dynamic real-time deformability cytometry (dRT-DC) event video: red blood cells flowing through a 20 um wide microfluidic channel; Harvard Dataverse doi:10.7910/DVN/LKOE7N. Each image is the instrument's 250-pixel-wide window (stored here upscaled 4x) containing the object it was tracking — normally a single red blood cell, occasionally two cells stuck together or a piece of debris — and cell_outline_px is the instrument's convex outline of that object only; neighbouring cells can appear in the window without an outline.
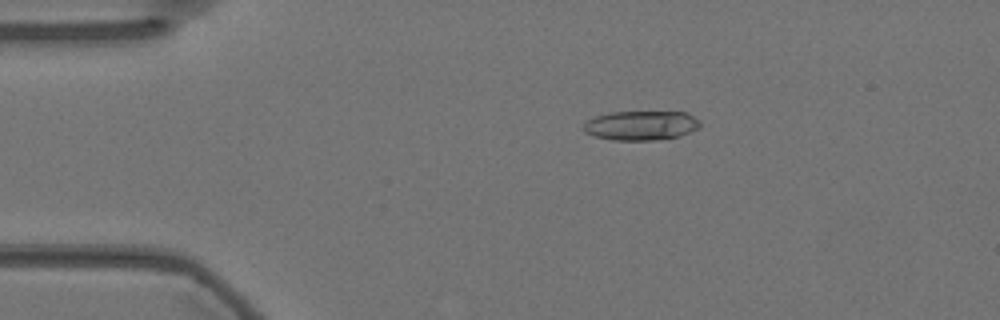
{"species": "Egyptian fruit bat (a non-hibernating species)", "species_latin": "Rousettus aegyptiacus", "temperature_condition": "warm", "stored_images_in_passage": 51, "camera_frame_rate_fps": 3000, "um_per_image_px": 0.085, "animal": {"sex": "female"}, "frame": {"image": 1, "passage_image": 5, "time_ms": 1.333, "image_size_px": [1000, 320], "cell_outline_px": [[700, 128], [680, 136], [652, 140], [612, 140], [596, 136], [584, 132], [584, 124], [588, 120], [596, 116], [608, 112], [688, 112], [700, 120]], "centroid_in_image_um": [54.53, 10.66], "position_along_channel_um": 30.5, "area_um2": 20.0}}
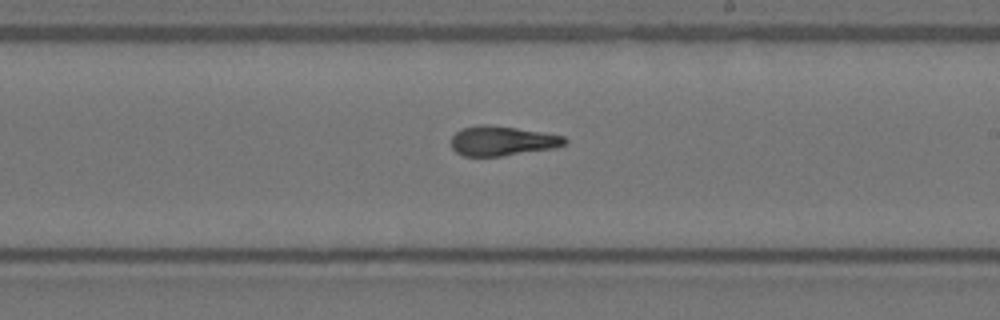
{"frame": {"image": 2, "passage_image": 27, "time_ms": 8.667, "image_size_px": [1000, 320], "cell_outline_px": [[568, 144], [556, 148], [500, 156], [464, 156], [456, 152], [452, 148], [452, 136], [460, 128], [480, 124], [488, 124], [516, 128], [564, 136], [568, 140]], "centroid_in_image_um": [42.7, 11.97], "position_along_channel_um": 246.3, "area_um2": 19.71}}
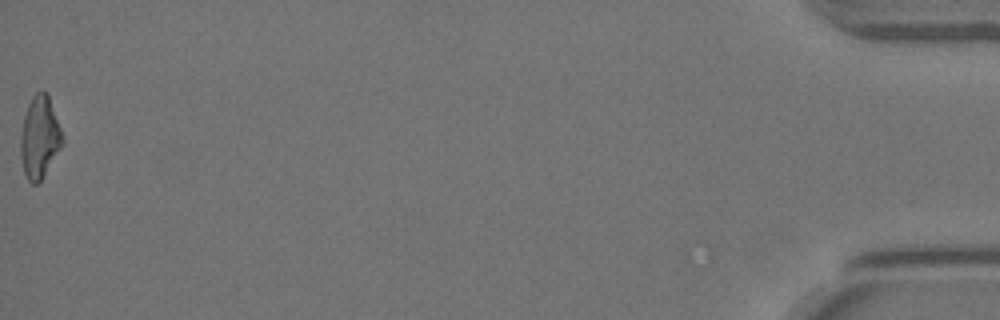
{"frame": {"image": 3, "passage_image": 51, "time_ms": 16.667, "image_size_px": [1000, 320], "cell_outline_px": [[64, 144], [40, 180], [36, 184], [32, 184], [28, 180], [24, 172], [20, 156], [20, 136], [24, 116], [28, 104], [32, 96], [36, 92], [48, 92], [64, 140]], "centroid_in_image_um": [3.36, 11.66], "position_along_channel_um": 431.8, "area_um2": 19.94}, "authors_computed_cell_mechanics": {"area_um2": 19.941, "velocity_mm_per_s": 3.5942, "shape_relaxation_time_tau1_ms": null, "shape_relaxation_time_tau2_ms": 1.6376, "deformation_change_tau1": null, "deformation_change_tau2": 0.0988}}